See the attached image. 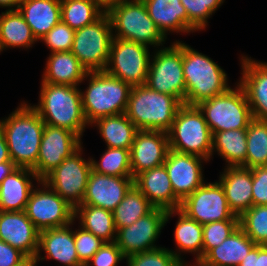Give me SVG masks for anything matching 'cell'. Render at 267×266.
<instances>
[{"instance_id": "1", "label": "cell", "mask_w": 267, "mask_h": 266, "mask_svg": "<svg viewBox=\"0 0 267 266\" xmlns=\"http://www.w3.org/2000/svg\"><path fill=\"white\" fill-rule=\"evenodd\" d=\"M45 123L30 103L21 104L0 119L11 160L17 167L33 169L37 164Z\"/></svg>"}, {"instance_id": "2", "label": "cell", "mask_w": 267, "mask_h": 266, "mask_svg": "<svg viewBox=\"0 0 267 266\" xmlns=\"http://www.w3.org/2000/svg\"><path fill=\"white\" fill-rule=\"evenodd\" d=\"M39 101L32 107L45 124L65 128L80 139L88 125L77 86L44 83L41 81Z\"/></svg>"}, {"instance_id": "3", "label": "cell", "mask_w": 267, "mask_h": 266, "mask_svg": "<svg viewBox=\"0 0 267 266\" xmlns=\"http://www.w3.org/2000/svg\"><path fill=\"white\" fill-rule=\"evenodd\" d=\"M86 90L80 88L83 112L88 125L103 117L124 114L131 86L105 70L87 72Z\"/></svg>"}, {"instance_id": "4", "label": "cell", "mask_w": 267, "mask_h": 266, "mask_svg": "<svg viewBox=\"0 0 267 266\" xmlns=\"http://www.w3.org/2000/svg\"><path fill=\"white\" fill-rule=\"evenodd\" d=\"M183 75L186 84L184 104L187 105H198L230 88L226 71L213 59L184 42Z\"/></svg>"}, {"instance_id": "5", "label": "cell", "mask_w": 267, "mask_h": 266, "mask_svg": "<svg viewBox=\"0 0 267 266\" xmlns=\"http://www.w3.org/2000/svg\"><path fill=\"white\" fill-rule=\"evenodd\" d=\"M181 105L176 97L144 84L131 88L125 114L138 130L168 132Z\"/></svg>"}, {"instance_id": "6", "label": "cell", "mask_w": 267, "mask_h": 266, "mask_svg": "<svg viewBox=\"0 0 267 266\" xmlns=\"http://www.w3.org/2000/svg\"><path fill=\"white\" fill-rule=\"evenodd\" d=\"M106 13L111 21L113 37L156 49L164 46L167 38L148 15L142 0H120Z\"/></svg>"}, {"instance_id": "7", "label": "cell", "mask_w": 267, "mask_h": 266, "mask_svg": "<svg viewBox=\"0 0 267 266\" xmlns=\"http://www.w3.org/2000/svg\"><path fill=\"white\" fill-rule=\"evenodd\" d=\"M167 133L170 150L212 159V133L197 105L182 104Z\"/></svg>"}, {"instance_id": "8", "label": "cell", "mask_w": 267, "mask_h": 266, "mask_svg": "<svg viewBox=\"0 0 267 266\" xmlns=\"http://www.w3.org/2000/svg\"><path fill=\"white\" fill-rule=\"evenodd\" d=\"M197 106L211 133L247 129L253 120L245 92L238 83L234 89L230 87L223 94L204 100Z\"/></svg>"}, {"instance_id": "9", "label": "cell", "mask_w": 267, "mask_h": 266, "mask_svg": "<svg viewBox=\"0 0 267 266\" xmlns=\"http://www.w3.org/2000/svg\"><path fill=\"white\" fill-rule=\"evenodd\" d=\"M158 49L151 55L145 84L152 90L176 97L184 104L183 41L176 40L169 47Z\"/></svg>"}, {"instance_id": "10", "label": "cell", "mask_w": 267, "mask_h": 266, "mask_svg": "<svg viewBox=\"0 0 267 266\" xmlns=\"http://www.w3.org/2000/svg\"><path fill=\"white\" fill-rule=\"evenodd\" d=\"M113 32L105 12L92 24L75 30L72 54L87 72L103 71L108 64Z\"/></svg>"}, {"instance_id": "11", "label": "cell", "mask_w": 267, "mask_h": 266, "mask_svg": "<svg viewBox=\"0 0 267 266\" xmlns=\"http://www.w3.org/2000/svg\"><path fill=\"white\" fill-rule=\"evenodd\" d=\"M147 45L113 37L105 71L131 87L144 85L151 55Z\"/></svg>"}, {"instance_id": "12", "label": "cell", "mask_w": 267, "mask_h": 266, "mask_svg": "<svg viewBox=\"0 0 267 266\" xmlns=\"http://www.w3.org/2000/svg\"><path fill=\"white\" fill-rule=\"evenodd\" d=\"M83 146L50 172L43 181L62 199L76 208L82 203L92 171L91 157L83 158Z\"/></svg>"}, {"instance_id": "13", "label": "cell", "mask_w": 267, "mask_h": 266, "mask_svg": "<svg viewBox=\"0 0 267 266\" xmlns=\"http://www.w3.org/2000/svg\"><path fill=\"white\" fill-rule=\"evenodd\" d=\"M29 196L25 213L39 230L58 228L75 221V208L62 199L43 180L37 182ZM40 186V188H39Z\"/></svg>"}, {"instance_id": "14", "label": "cell", "mask_w": 267, "mask_h": 266, "mask_svg": "<svg viewBox=\"0 0 267 266\" xmlns=\"http://www.w3.org/2000/svg\"><path fill=\"white\" fill-rule=\"evenodd\" d=\"M179 209L202 225L223 220H239L230 210L224 190L218 181H205L181 202Z\"/></svg>"}, {"instance_id": "15", "label": "cell", "mask_w": 267, "mask_h": 266, "mask_svg": "<svg viewBox=\"0 0 267 266\" xmlns=\"http://www.w3.org/2000/svg\"><path fill=\"white\" fill-rule=\"evenodd\" d=\"M166 212L161 208H153L134 224L116 231L115 243L125 258L161 247L155 244V241L166 226Z\"/></svg>"}, {"instance_id": "16", "label": "cell", "mask_w": 267, "mask_h": 266, "mask_svg": "<svg viewBox=\"0 0 267 266\" xmlns=\"http://www.w3.org/2000/svg\"><path fill=\"white\" fill-rule=\"evenodd\" d=\"M81 140L65 128L45 124L37 164L32 169L36 176L43 180L83 144Z\"/></svg>"}, {"instance_id": "17", "label": "cell", "mask_w": 267, "mask_h": 266, "mask_svg": "<svg viewBox=\"0 0 267 266\" xmlns=\"http://www.w3.org/2000/svg\"><path fill=\"white\" fill-rule=\"evenodd\" d=\"M203 162L209 161L197 155L169 150L163 165L171 181L174 195L181 202L205 182Z\"/></svg>"}, {"instance_id": "18", "label": "cell", "mask_w": 267, "mask_h": 266, "mask_svg": "<svg viewBox=\"0 0 267 266\" xmlns=\"http://www.w3.org/2000/svg\"><path fill=\"white\" fill-rule=\"evenodd\" d=\"M169 150L167 132L139 130L130 150L132 177L163 165Z\"/></svg>"}, {"instance_id": "19", "label": "cell", "mask_w": 267, "mask_h": 266, "mask_svg": "<svg viewBox=\"0 0 267 266\" xmlns=\"http://www.w3.org/2000/svg\"><path fill=\"white\" fill-rule=\"evenodd\" d=\"M39 230L25 211H0V240L35 259L39 248Z\"/></svg>"}, {"instance_id": "20", "label": "cell", "mask_w": 267, "mask_h": 266, "mask_svg": "<svg viewBox=\"0 0 267 266\" xmlns=\"http://www.w3.org/2000/svg\"><path fill=\"white\" fill-rule=\"evenodd\" d=\"M133 185V177L103 175L92 170L80 205H92L113 212Z\"/></svg>"}, {"instance_id": "21", "label": "cell", "mask_w": 267, "mask_h": 266, "mask_svg": "<svg viewBox=\"0 0 267 266\" xmlns=\"http://www.w3.org/2000/svg\"><path fill=\"white\" fill-rule=\"evenodd\" d=\"M241 78L253 119L267 121V63L241 56Z\"/></svg>"}, {"instance_id": "22", "label": "cell", "mask_w": 267, "mask_h": 266, "mask_svg": "<svg viewBox=\"0 0 267 266\" xmlns=\"http://www.w3.org/2000/svg\"><path fill=\"white\" fill-rule=\"evenodd\" d=\"M74 223L39 232V248L35 258L37 264L41 260L53 259L62 266H84L79 261L75 248L74 229H72ZM41 252H45V256H41Z\"/></svg>"}, {"instance_id": "23", "label": "cell", "mask_w": 267, "mask_h": 266, "mask_svg": "<svg viewBox=\"0 0 267 266\" xmlns=\"http://www.w3.org/2000/svg\"><path fill=\"white\" fill-rule=\"evenodd\" d=\"M134 185L154 208L166 211L180 208L181 201L174 195L164 165L141 172L134 178Z\"/></svg>"}, {"instance_id": "24", "label": "cell", "mask_w": 267, "mask_h": 266, "mask_svg": "<svg viewBox=\"0 0 267 266\" xmlns=\"http://www.w3.org/2000/svg\"><path fill=\"white\" fill-rule=\"evenodd\" d=\"M178 215L176 226L174 230V250H170L185 266H195L203 258V225L198 223L196 220L188 217L180 209L168 210L166 212L165 224L171 219ZM191 253L195 255L194 263L185 262L183 255ZM185 253V254H184ZM182 255V256H181Z\"/></svg>"}, {"instance_id": "25", "label": "cell", "mask_w": 267, "mask_h": 266, "mask_svg": "<svg viewBox=\"0 0 267 266\" xmlns=\"http://www.w3.org/2000/svg\"><path fill=\"white\" fill-rule=\"evenodd\" d=\"M218 182L221 184L230 210L240 217L253 206L252 172L242 166L225 167L220 172Z\"/></svg>"}, {"instance_id": "26", "label": "cell", "mask_w": 267, "mask_h": 266, "mask_svg": "<svg viewBox=\"0 0 267 266\" xmlns=\"http://www.w3.org/2000/svg\"><path fill=\"white\" fill-rule=\"evenodd\" d=\"M148 15L167 38L169 33H194L198 30L188 21L180 0H142Z\"/></svg>"}, {"instance_id": "27", "label": "cell", "mask_w": 267, "mask_h": 266, "mask_svg": "<svg viewBox=\"0 0 267 266\" xmlns=\"http://www.w3.org/2000/svg\"><path fill=\"white\" fill-rule=\"evenodd\" d=\"M33 180L40 181L32 169L17 167L11 172L0 184V211H24Z\"/></svg>"}, {"instance_id": "28", "label": "cell", "mask_w": 267, "mask_h": 266, "mask_svg": "<svg viewBox=\"0 0 267 266\" xmlns=\"http://www.w3.org/2000/svg\"><path fill=\"white\" fill-rule=\"evenodd\" d=\"M256 244L238 227L219 246L211 249L195 266H239Z\"/></svg>"}, {"instance_id": "29", "label": "cell", "mask_w": 267, "mask_h": 266, "mask_svg": "<svg viewBox=\"0 0 267 266\" xmlns=\"http://www.w3.org/2000/svg\"><path fill=\"white\" fill-rule=\"evenodd\" d=\"M18 11L39 42L61 21V0H23Z\"/></svg>"}, {"instance_id": "30", "label": "cell", "mask_w": 267, "mask_h": 266, "mask_svg": "<svg viewBox=\"0 0 267 266\" xmlns=\"http://www.w3.org/2000/svg\"><path fill=\"white\" fill-rule=\"evenodd\" d=\"M86 74L87 70L71 51L55 52L47 57L42 82L79 87Z\"/></svg>"}, {"instance_id": "31", "label": "cell", "mask_w": 267, "mask_h": 266, "mask_svg": "<svg viewBox=\"0 0 267 266\" xmlns=\"http://www.w3.org/2000/svg\"><path fill=\"white\" fill-rule=\"evenodd\" d=\"M38 40L34 37L30 26L17 10H5L0 14V50L7 48L33 47Z\"/></svg>"}, {"instance_id": "32", "label": "cell", "mask_w": 267, "mask_h": 266, "mask_svg": "<svg viewBox=\"0 0 267 266\" xmlns=\"http://www.w3.org/2000/svg\"><path fill=\"white\" fill-rule=\"evenodd\" d=\"M216 152L227 163L225 167L246 168V129L226 130L212 133L211 157Z\"/></svg>"}, {"instance_id": "33", "label": "cell", "mask_w": 267, "mask_h": 266, "mask_svg": "<svg viewBox=\"0 0 267 266\" xmlns=\"http://www.w3.org/2000/svg\"><path fill=\"white\" fill-rule=\"evenodd\" d=\"M90 126L98 128L107 147L129 150H131L136 133L139 131L125 113L103 117Z\"/></svg>"}, {"instance_id": "34", "label": "cell", "mask_w": 267, "mask_h": 266, "mask_svg": "<svg viewBox=\"0 0 267 266\" xmlns=\"http://www.w3.org/2000/svg\"><path fill=\"white\" fill-rule=\"evenodd\" d=\"M75 220L78 218L80 227L93 233L105 243L115 242L116 227L113 212L92 205H78L75 208Z\"/></svg>"}, {"instance_id": "35", "label": "cell", "mask_w": 267, "mask_h": 266, "mask_svg": "<svg viewBox=\"0 0 267 266\" xmlns=\"http://www.w3.org/2000/svg\"><path fill=\"white\" fill-rule=\"evenodd\" d=\"M153 208L148 199L133 185L113 211L116 229L118 230L134 224Z\"/></svg>"}, {"instance_id": "36", "label": "cell", "mask_w": 267, "mask_h": 266, "mask_svg": "<svg viewBox=\"0 0 267 266\" xmlns=\"http://www.w3.org/2000/svg\"><path fill=\"white\" fill-rule=\"evenodd\" d=\"M105 12L93 0H61V21L73 30L92 24Z\"/></svg>"}, {"instance_id": "37", "label": "cell", "mask_w": 267, "mask_h": 266, "mask_svg": "<svg viewBox=\"0 0 267 266\" xmlns=\"http://www.w3.org/2000/svg\"><path fill=\"white\" fill-rule=\"evenodd\" d=\"M246 134V168L267 166V121L253 119Z\"/></svg>"}, {"instance_id": "38", "label": "cell", "mask_w": 267, "mask_h": 266, "mask_svg": "<svg viewBox=\"0 0 267 266\" xmlns=\"http://www.w3.org/2000/svg\"><path fill=\"white\" fill-rule=\"evenodd\" d=\"M106 148L99 161L91 158L92 170L103 175L132 177L130 150Z\"/></svg>"}, {"instance_id": "39", "label": "cell", "mask_w": 267, "mask_h": 266, "mask_svg": "<svg viewBox=\"0 0 267 266\" xmlns=\"http://www.w3.org/2000/svg\"><path fill=\"white\" fill-rule=\"evenodd\" d=\"M239 227L257 245H267V205L252 206L239 217Z\"/></svg>"}, {"instance_id": "40", "label": "cell", "mask_w": 267, "mask_h": 266, "mask_svg": "<svg viewBox=\"0 0 267 266\" xmlns=\"http://www.w3.org/2000/svg\"><path fill=\"white\" fill-rule=\"evenodd\" d=\"M185 7L188 21L198 30L203 31L208 19L218 10L225 0H180Z\"/></svg>"}, {"instance_id": "41", "label": "cell", "mask_w": 267, "mask_h": 266, "mask_svg": "<svg viewBox=\"0 0 267 266\" xmlns=\"http://www.w3.org/2000/svg\"><path fill=\"white\" fill-rule=\"evenodd\" d=\"M125 260L128 266H185L165 246L130 255Z\"/></svg>"}, {"instance_id": "42", "label": "cell", "mask_w": 267, "mask_h": 266, "mask_svg": "<svg viewBox=\"0 0 267 266\" xmlns=\"http://www.w3.org/2000/svg\"><path fill=\"white\" fill-rule=\"evenodd\" d=\"M239 227V220H223L203 225V257L219 246Z\"/></svg>"}, {"instance_id": "43", "label": "cell", "mask_w": 267, "mask_h": 266, "mask_svg": "<svg viewBox=\"0 0 267 266\" xmlns=\"http://www.w3.org/2000/svg\"><path fill=\"white\" fill-rule=\"evenodd\" d=\"M75 30L60 21L39 41L50 49V53L68 52L73 46Z\"/></svg>"}, {"instance_id": "44", "label": "cell", "mask_w": 267, "mask_h": 266, "mask_svg": "<svg viewBox=\"0 0 267 266\" xmlns=\"http://www.w3.org/2000/svg\"><path fill=\"white\" fill-rule=\"evenodd\" d=\"M74 240L77 256L84 266L105 243L99 237L80 226L74 230Z\"/></svg>"}, {"instance_id": "45", "label": "cell", "mask_w": 267, "mask_h": 266, "mask_svg": "<svg viewBox=\"0 0 267 266\" xmlns=\"http://www.w3.org/2000/svg\"><path fill=\"white\" fill-rule=\"evenodd\" d=\"M121 260L125 257L117 244L104 243L85 266H118Z\"/></svg>"}, {"instance_id": "46", "label": "cell", "mask_w": 267, "mask_h": 266, "mask_svg": "<svg viewBox=\"0 0 267 266\" xmlns=\"http://www.w3.org/2000/svg\"><path fill=\"white\" fill-rule=\"evenodd\" d=\"M253 206L267 205V166L251 168Z\"/></svg>"}, {"instance_id": "47", "label": "cell", "mask_w": 267, "mask_h": 266, "mask_svg": "<svg viewBox=\"0 0 267 266\" xmlns=\"http://www.w3.org/2000/svg\"><path fill=\"white\" fill-rule=\"evenodd\" d=\"M28 259L19 249L0 240V266H21Z\"/></svg>"}, {"instance_id": "48", "label": "cell", "mask_w": 267, "mask_h": 266, "mask_svg": "<svg viewBox=\"0 0 267 266\" xmlns=\"http://www.w3.org/2000/svg\"><path fill=\"white\" fill-rule=\"evenodd\" d=\"M239 266H258V245L256 244Z\"/></svg>"}, {"instance_id": "49", "label": "cell", "mask_w": 267, "mask_h": 266, "mask_svg": "<svg viewBox=\"0 0 267 266\" xmlns=\"http://www.w3.org/2000/svg\"><path fill=\"white\" fill-rule=\"evenodd\" d=\"M16 168L17 166L13 161H5L0 163V184Z\"/></svg>"}, {"instance_id": "50", "label": "cell", "mask_w": 267, "mask_h": 266, "mask_svg": "<svg viewBox=\"0 0 267 266\" xmlns=\"http://www.w3.org/2000/svg\"><path fill=\"white\" fill-rule=\"evenodd\" d=\"M12 161L9 154V149L3 133L0 130V163Z\"/></svg>"}, {"instance_id": "51", "label": "cell", "mask_w": 267, "mask_h": 266, "mask_svg": "<svg viewBox=\"0 0 267 266\" xmlns=\"http://www.w3.org/2000/svg\"><path fill=\"white\" fill-rule=\"evenodd\" d=\"M258 266H267V245H258Z\"/></svg>"}, {"instance_id": "52", "label": "cell", "mask_w": 267, "mask_h": 266, "mask_svg": "<svg viewBox=\"0 0 267 266\" xmlns=\"http://www.w3.org/2000/svg\"><path fill=\"white\" fill-rule=\"evenodd\" d=\"M23 0H0V8L7 10H17Z\"/></svg>"}, {"instance_id": "53", "label": "cell", "mask_w": 267, "mask_h": 266, "mask_svg": "<svg viewBox=\"0 0 267 266\" xmlns=\"http://www.w3.org/2000/svg\"><path fill=\"white\" fill-rule=\"evenodd\" d=\"M97 3L104 11H107L110 7L114 6L120 0H93Z\"/></svg>"}, {"instance_id": "54", "label": "cell", "mask_w": 267, "mask_h": 266, "mask_svg": "<svg viewBox=\"0 0 267 266\" xmlns=\"http://www.w3.org/2000/svg\"><path fill=\"white\" fill-rule=\"evenodd\" d=\"M21 266H37L35 259H28L23 265Z\"/></svg>"}]
</instances>
